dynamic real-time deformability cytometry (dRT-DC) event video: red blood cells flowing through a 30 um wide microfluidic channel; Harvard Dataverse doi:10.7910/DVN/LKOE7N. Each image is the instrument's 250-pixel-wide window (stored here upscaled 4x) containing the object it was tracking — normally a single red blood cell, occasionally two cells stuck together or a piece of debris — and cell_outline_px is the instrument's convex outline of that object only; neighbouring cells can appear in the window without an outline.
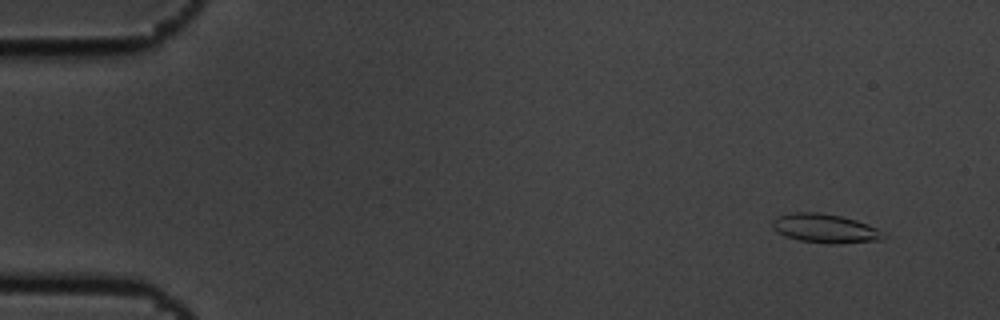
{"species": "common noctule bat (a hibernating species)", "species_latin": "Nyctalus noctula", "temperature_condition": "cold", "stored_images_in_passage": 3, "camera_frame_rate_fps": 3000, "um_per_image_px": 0.085, "animal": {"sex": "male", "body_mass_g": 19.5, "forearm_length_mm": 54.6}, "frame": {"image": 1, "passage_image": 2, "time_ms": 0.333, "image_size_px": [1000, 320], "cell_outline_px": [[888, 236], [884, 240], [832, 244], [828, 244], [800, 240], [784, 236], [772, 228], [772, 220], [780, 216], [792, 212], [820, 212], [840, 216], [856, 220], [868, 224], [876, 228]], "centroid_in_image_um": [70.16, 19.42], "position_along_channel_um": 14.8, "area_um2": 18.84}}